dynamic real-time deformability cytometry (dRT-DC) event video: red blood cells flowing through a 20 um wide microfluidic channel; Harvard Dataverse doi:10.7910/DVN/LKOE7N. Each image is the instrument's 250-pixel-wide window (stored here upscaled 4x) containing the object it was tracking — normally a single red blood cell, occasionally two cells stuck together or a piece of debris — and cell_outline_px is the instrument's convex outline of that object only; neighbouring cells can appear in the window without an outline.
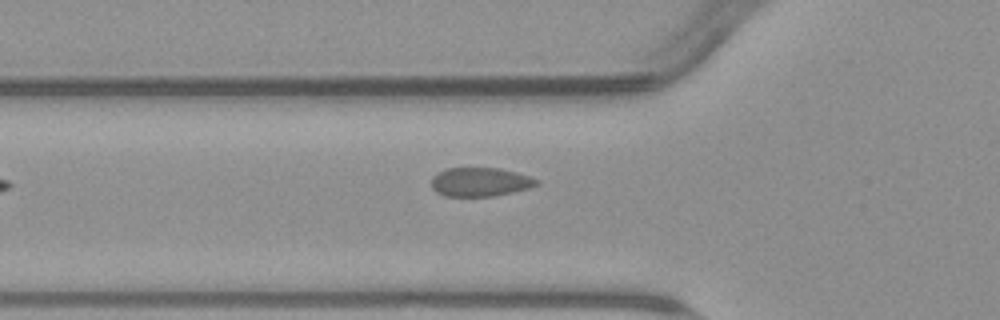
{"species": "common noctule bat (a hibernating species)", "species_latin": "Nyctalus noctula", "temperature_condition": "warm", "stored_images_in_passage": 6, "camera_frame_rate_fps": 3000, "um_per_image_px": 0.085, "animal": {"sex": "male", "body_mass_g": 23.1, "forearm_length_mm": 52.7}, "frame": {"image": 1, "passage_image": 6, "time_ms": 6.0, "image_size_px": [1000, 320], "cell_outline_px": [[540, 184], [528, 188], [496, 196], [444, 196], [436, 192], [432, 188], [432, 180], [440, 172], [448, 168], [500, 168], [516, 172], [540, 180]], "centroid_in_image_um": [40.85, 15.47], "position_along_channel_um": 84.9, "area_um2": 17.57}}